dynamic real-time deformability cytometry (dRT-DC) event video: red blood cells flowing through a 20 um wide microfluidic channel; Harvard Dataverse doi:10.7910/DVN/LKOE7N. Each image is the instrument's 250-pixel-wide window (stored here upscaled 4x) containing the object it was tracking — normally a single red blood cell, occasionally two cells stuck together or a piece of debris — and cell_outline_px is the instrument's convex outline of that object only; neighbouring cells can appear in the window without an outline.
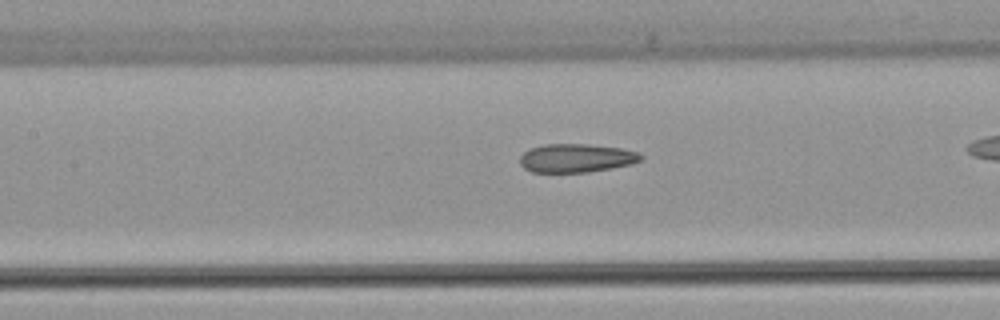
{"species": "common noctule bat (a hibernating species)", "species_latin": "Nyctalus noctula", "temperature_condition": "warm", "stored_images_in_passage": 40, "camera_frame_rate_fps": 3000, "um_per_image_px": 0.085, "animal": {"sex": "female", "body_mass_g": 22.7, "forearm_length_mm": 54.2}, "frame": {"image": 1, "passage_image": 23, "time_ms": 7.333, "image_size_px": [1000, 320], "cell_outline_px": [[644, 156], [640, 160], [632, 164], [612, 168], [588, 172], [532, 172], [524, 168], [520, 164], [520, 156], [528, 148], [544, 144], [588, 144], [620, 148], [636, 152]], "centroid_in_image_um": [48.95, 13.43], "position_along_channel_um": 158.4, "area_um2": 20.17}}